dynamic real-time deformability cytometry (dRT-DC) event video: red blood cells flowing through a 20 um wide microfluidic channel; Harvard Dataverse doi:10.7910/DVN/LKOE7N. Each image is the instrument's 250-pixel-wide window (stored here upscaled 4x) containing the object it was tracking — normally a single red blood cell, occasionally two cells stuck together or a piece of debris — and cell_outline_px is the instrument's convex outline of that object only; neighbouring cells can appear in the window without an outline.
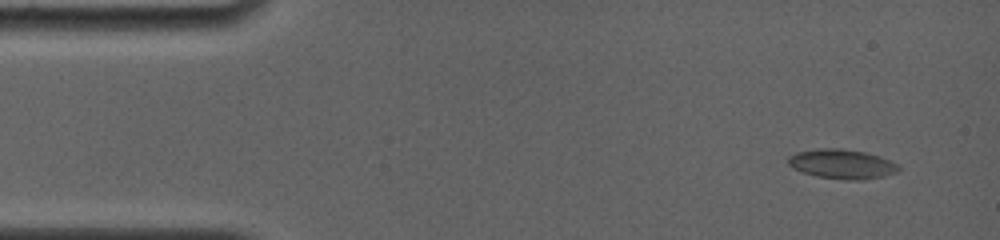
{"species": "common noctule bat (a hibernating species)", "species_latin": "Nyctalus noctula", "temperature_condition": "room temperature", "stored_images_in_passage": 23, "camera_frame_rate_fps": 4000, "um_per_image_px": 0.085, "animal": {"sex": "female", "body_mass_g": 19.0, "forearm_length_mm": 56.7}, "frame": {"image": 1, "passage_image": 1, "time_ms": 0.0, "image_size_px": [1000, 240], "cell_outline_px": [[900, 168], [896, 172], [884, 176], [864, 180], [844, 180], [816, 176], [792, 168], [788, 164], [788, 156], [796, 152], [816, 148], [840, 148], [864, 152], [880, 156], [900, 164]], "centroid_in_image_um": [71.57, 13.94], "position_along_channel_um": 13.4, "area_um2": 19.19}}
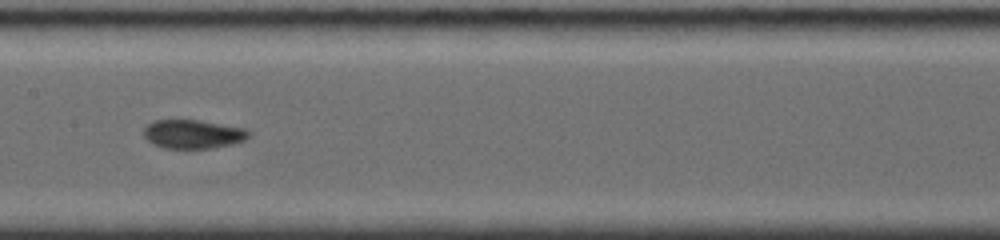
{"frame": {"image": 2, "passage_image": 10, "time_ms": 7.25, "image_size_px": [1000, 240], "cell_outline_px": [[252, 132], [244, 140], [232, 144], [212, 148], [164, 148], [152, 144], [144, 136], [144, 128], [152, 120], [200, 120], [244, 128]], "centroid_in_image_um": [16.39, 11.39], "position_along_channel_um": 191.0, "area_um2": 17.63}}
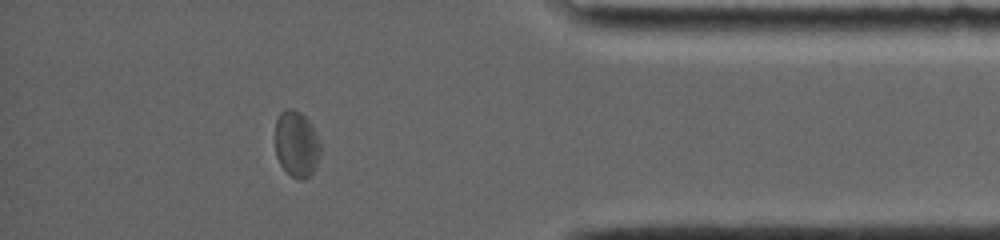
{"frame": {"image": 3, "passage_image": 20, "time_ms": 13.5, "image_size_px": [1000, 240], "cell_outline_px": [[320, 156], [316, 168], [304, 180], [296, 180], [280, 164], [276, 156], [276, 120], [280, 112], [284, 108], [292, 108], [300, 112], [312, 124], [320, 140]], "centroid_in_image_um": [25.22, 12.23], "position_along_channel_um": 410.0, "area_um2": 17.69}, "authors_computed_cell_mechanics": {"area_um2": 17.7446, "velocity_mm_per_s": 3.7831, "shape_relaxation_time_tau1_ms": null, "shape_relaxation_time_tau2_ms": 1.356, "deformation_change_tau1": null, "deformation_change_tau2": 0.0348}}